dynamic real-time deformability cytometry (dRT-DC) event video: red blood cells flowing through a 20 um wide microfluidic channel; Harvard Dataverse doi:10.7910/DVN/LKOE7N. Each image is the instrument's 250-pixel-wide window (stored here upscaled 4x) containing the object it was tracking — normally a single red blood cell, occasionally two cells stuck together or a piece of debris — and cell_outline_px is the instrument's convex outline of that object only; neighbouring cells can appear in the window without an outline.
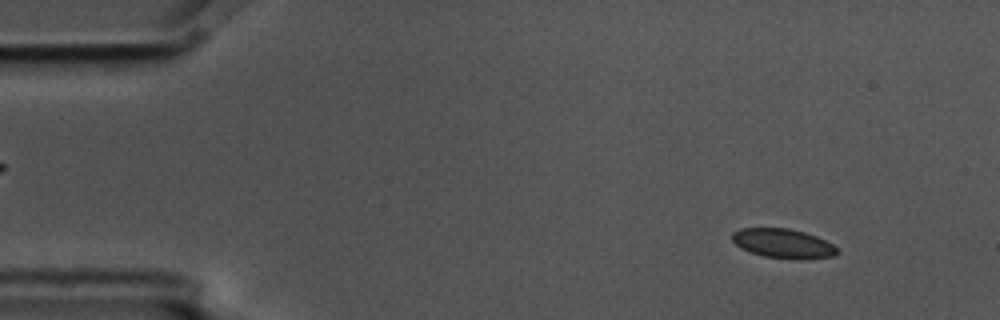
{"species": "common noctule bat (a hibernating species)", "species_latin": "Nyctalus noctula", "temperature_condition": "cold", "stored_images_in_passage": 4, "camera_frame_rate_fps": 3000, "um_per_image_px": 0.085, "animal": {"sex": "male", "body_mass_g": 17.5, "forearm_length_mm": 52.3}, "frame": {"image": 1, "passage_image": 2, "time_ms": 0.333, "image_size_px": [1000, 320], "cell_outline_px": [[840, 252], [836, 256], [800, 260], [764, 256], [740, 248], [732, 240], [732, 232], [740, 228], [788, 228], [804, 232], [816, 236], [832, 244]], "centroid_in_image_um": [66.58, 20.7], "position_along_channel_um": 18.4, "area_um2": 18.03}}